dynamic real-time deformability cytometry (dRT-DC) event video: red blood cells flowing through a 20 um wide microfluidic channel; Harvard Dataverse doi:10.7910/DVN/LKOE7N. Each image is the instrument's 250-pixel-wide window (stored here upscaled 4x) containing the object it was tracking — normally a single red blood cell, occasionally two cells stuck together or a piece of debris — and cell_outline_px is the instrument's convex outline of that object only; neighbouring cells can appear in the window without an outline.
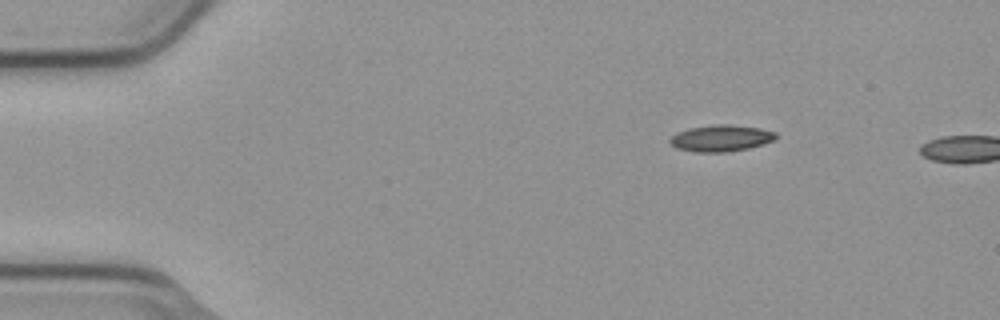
{"species": "common noctule bat (a hibernating species)", "species_latin": "Nyctalus noctula", "temperature_condition": "cold", "stored_images_in_passage": 2, "camera_frame_rate_fps": 3000, "um_per_image_px": 0.085, "animal": {"sex": "male", "body_mass_g": 23.1, "forearm_length_mm": 52.7}, "frame": {"image": 1, "passage_image": 1, "time_ms": 0.0, "image_size_px": [1000, 320], "cell_outline_px": [[776, 140], [764, 144], [748, 148], [728, 152], [696, 152], [676, 148], [668, 140], [672, 136], [688, 128], [716, 124], [728, 124], [760, 128], [776, 132]], "centroid_in_image_um": [61.31, 11.75], "position_along_channel_um": 23.7, "area_um2": 16.36}}